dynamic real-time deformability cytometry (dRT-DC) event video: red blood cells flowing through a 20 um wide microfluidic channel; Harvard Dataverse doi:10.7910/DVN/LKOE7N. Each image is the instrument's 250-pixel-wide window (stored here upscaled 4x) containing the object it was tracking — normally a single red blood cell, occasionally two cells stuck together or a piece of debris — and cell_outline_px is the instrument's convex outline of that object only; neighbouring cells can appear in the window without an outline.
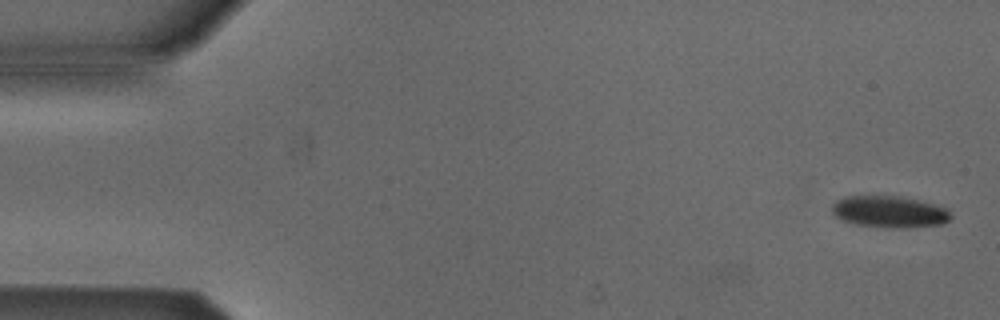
{"species": "Egyptian fruit bat (a non-hibernating species)", "species_latin": "Rousettus aegyptiacus", "temperature_condition": "cold", "stored_images_in_passage": 4, "camera_frame_rate_fps": 3000, "um_per_image_px": 0.085, "animal": {"sex": "male"}, "frame": {"image": 1, "passage_image": 1, "time_ms": 0.0, "image_size_px": [1000, 320], "cell_outline_px": [[952, 216], [944, 224], [908, 228], [856, 224], [844, 220], [836, 216], [832, 212], [832, 204], [836, 200], [844, 196], [900, 196], [948, 208]], "centroid_in_image_um": [75.62, 17.99], "position_along_channel_um": 9.4, "area_um2": 21.68}}
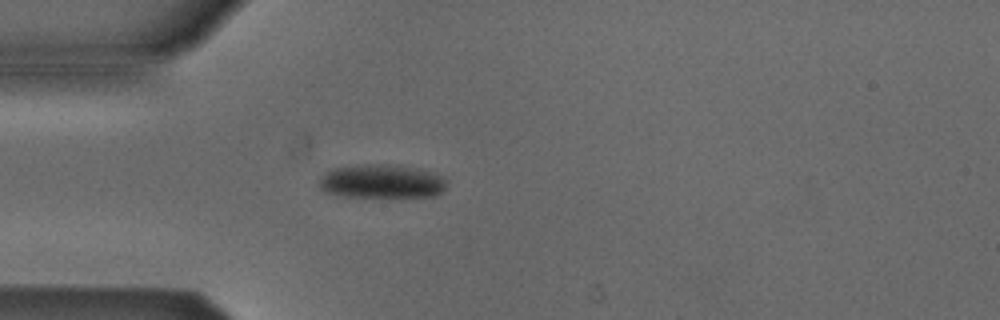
{"frame": {"image": 2, "passage_image": 4, "time_ms": 4.333, "image_size_px": [1000, 320], "cell_outline_px": [[444, 188], [436, 196], [400, 200], [340, 196], [324, 192], [320, 188], [320, 176], [324, 172], [336, 168], [368, 164], [388, 164], [412, 168], [428, 172], [440, 176], [444, 180]], "centroid_in_image_um": [32.4, 15.49], "position_along_channel_um": 52.6, "area_um2": 25.84}}